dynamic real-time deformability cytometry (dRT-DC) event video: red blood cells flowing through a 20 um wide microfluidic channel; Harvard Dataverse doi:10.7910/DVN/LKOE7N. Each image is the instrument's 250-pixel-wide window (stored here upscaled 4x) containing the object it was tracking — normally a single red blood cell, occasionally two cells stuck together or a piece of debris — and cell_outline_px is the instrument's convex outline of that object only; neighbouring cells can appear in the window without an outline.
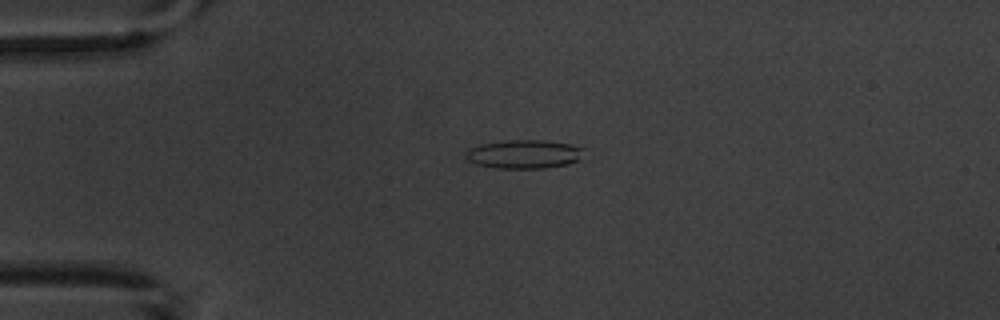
{"species": "common noctule bat (a hibernating species)", "species_latin": "Nyctalus noctula", "temperature_condition": "warm", "stored_images_in_passage": 3, "camera_frame_rate_fps": 3000, "um_per_image_px": 0.085, "animal": {"sex": "male", "body_mass_g": 20.1, "forearm_length_mm": 53.5}, "frame": {"image": 1, "passage_image": 2, "time_ms": 1.333, "image_size_px": [1000, 320], "cell_outline_px": [[584, 148], [580, 160], [568, 164], [544, 168], [496, 168], [476, 164], [468, 160], [464, 152], [468, 148], [480, 144], [508, 140], [544, 140], [572, 144]], "centroid_in_image_um": [44.54, 13.1], "position_along_channel_um": 40.5, "area_um2": 19.88}}